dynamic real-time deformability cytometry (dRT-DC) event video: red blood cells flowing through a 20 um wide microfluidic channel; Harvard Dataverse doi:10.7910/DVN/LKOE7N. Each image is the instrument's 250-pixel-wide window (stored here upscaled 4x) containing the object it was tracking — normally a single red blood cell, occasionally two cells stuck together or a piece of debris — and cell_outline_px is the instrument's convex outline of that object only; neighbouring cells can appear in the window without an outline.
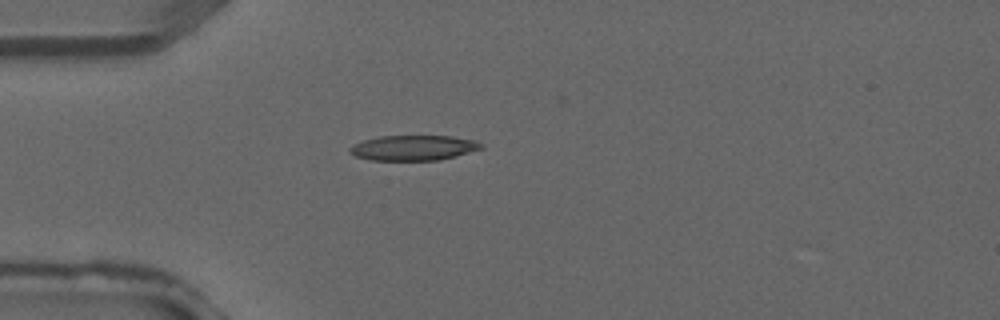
{"species": "common noctule bat (a hibernating species)", "species_latin": "Nyctalus noctula", "temperature_condition": "warm", "stored_images_in_passage": 3, "camera_frame_rate_fps": 3000, "um_per_image_px": 0.085, "animal": {"sex": "male", "forearm_length_mm": 52.5}, "frame": {"image": 1, "passage_image": 3, "time_ms": 0.667, "image_size_px": [1000, 320], "cell_outline_px": [[484, 148], [456, 156], [440, 160], [368, 160], [356, 156], [348, 152], [348, 148], [364, 140], [380, 136], [452, 136], [476, 140], [484, 144]], "centroid_in_image_um": [35.18, 12.56], "position_along_channel_um": 49.8, "area_um2": 19.36}}